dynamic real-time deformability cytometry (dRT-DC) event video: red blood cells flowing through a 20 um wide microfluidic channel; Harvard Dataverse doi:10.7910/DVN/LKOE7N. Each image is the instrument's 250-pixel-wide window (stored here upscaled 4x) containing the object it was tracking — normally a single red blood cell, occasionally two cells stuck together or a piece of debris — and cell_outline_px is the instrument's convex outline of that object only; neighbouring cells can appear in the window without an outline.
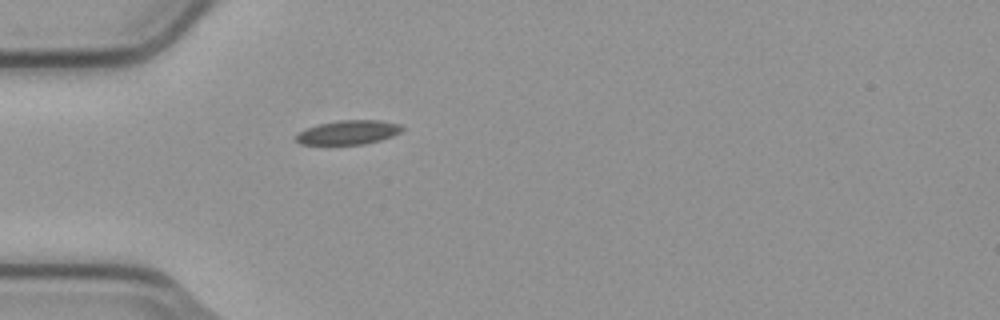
{"species": "common noctule bat (a hibernating species)", "species_latin": "Nyctalus noctula", "temperature_condition": "cold", "stored_images_in_passage": 6, "camera_frame_rate_fps": 3000, "um_per_image_px": 0.085, "animal": {"sex": "male", "body_mass_g": 23.1, "forearm_length_mm": 52.7}, "frame": {"image": 1, "passage_image": 6, "time_ms": 1.667, "image_size_px": [1000, 320], "cell_outline_px": [[404, 128], [400, 132], [392, 136], [380, 140], [364, 144], [300, 144], [296, 140], [296, 136], [300, 132], [308, 128], [320, 124], [340, 120], [380, 120], [400, 124]], "centroid_in_image_um": [29.65, 11.25], "position_along_channel_um": 55.4, "area_um2": 14.68}}